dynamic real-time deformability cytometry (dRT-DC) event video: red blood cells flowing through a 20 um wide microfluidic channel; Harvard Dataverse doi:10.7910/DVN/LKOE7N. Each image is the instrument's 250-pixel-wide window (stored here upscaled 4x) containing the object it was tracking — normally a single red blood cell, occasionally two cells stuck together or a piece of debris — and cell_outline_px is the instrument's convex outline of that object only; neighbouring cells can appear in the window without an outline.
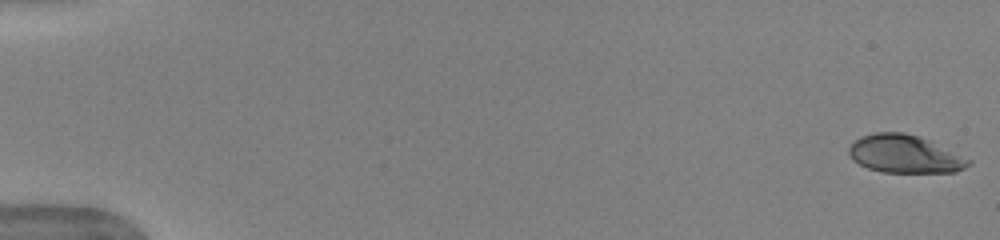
{"species": "human", "species_latin": "Homo sapiens", "temperature_condition": "warm", "stored_images_in_passage": 52, "camera_frame_rate_fps": 3000, "um_per_image_px": 0.085, "donor": {"sex": "female"}, "frame": {"image": 1, "passage_image": 1, "time_ms": 0.0, "image_size_px": [1000, 240], "cell_outline_px": [[972, 160], [964, 168], [956, 172], [880, 172], [868, 168], [852, 160], [848, 152], [848, 148], [860, 136], [876, 132], [904, 132], [920, 136]], "centroid_in_image_um": [76.87, 13.09], "position_along_channel_um": 8.1, "area_um2": 26.36}}
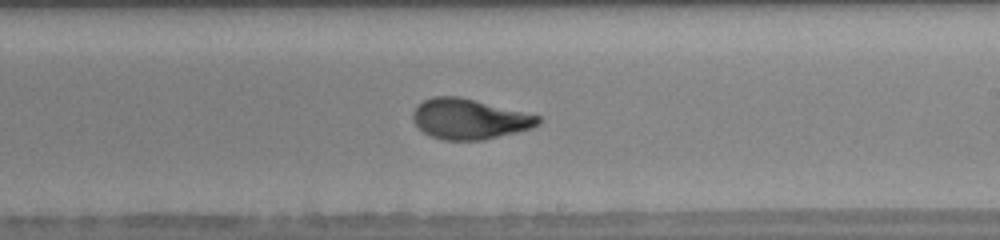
{"frame": {"image": 2, "passage_image": 32, "time_ms": 10.333, "image_size_px": [1000, 240], "cell_outline_px": [[540, 124], [532, 128], [484, 140], [444, 140], [432, 136], [424, 132], [412, 120], [412, 112], [424, 100], [432, 96], [456, 96], [540, 116]], "centroid_in_image_um": [39.88, 10.12], "position_along_channel_um": 249.1, "area_um2": 29.02}}
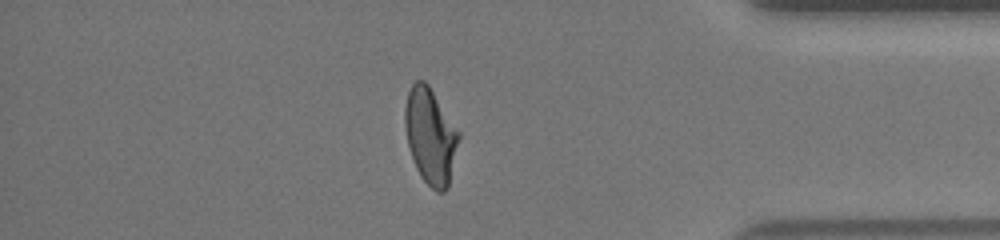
{"frame": {"image": 3, "passage_image": 45, "time_ms": 14.667, "image_size_px": [1000, 240], "cell_outline_px": [[460, 136], [448, 188], [444, 192], [436, 192], [420, 176], [416, 168], [408, 144], [404, 124], [404, 108], [408, 92], [412, 84], [416, 80], [424, 80], [428, 84], [460, 132]], "centroid_in_image_um": [36.59, 11.56], "position_along_channel_um": 398.6, "area_um2": 30.0}, "authors_computed_cell_mechanics": {"area_um2": 29.478, "velocity_mm_per_s": 3.9809, "shape_relaxation_time_tau1_ms": 5.3385, "shape_relaxation_time_tau2_ms": 0.7985, "deformation_change_tau1": 0.2099, "deformation_change_tau2": 0.0515}}